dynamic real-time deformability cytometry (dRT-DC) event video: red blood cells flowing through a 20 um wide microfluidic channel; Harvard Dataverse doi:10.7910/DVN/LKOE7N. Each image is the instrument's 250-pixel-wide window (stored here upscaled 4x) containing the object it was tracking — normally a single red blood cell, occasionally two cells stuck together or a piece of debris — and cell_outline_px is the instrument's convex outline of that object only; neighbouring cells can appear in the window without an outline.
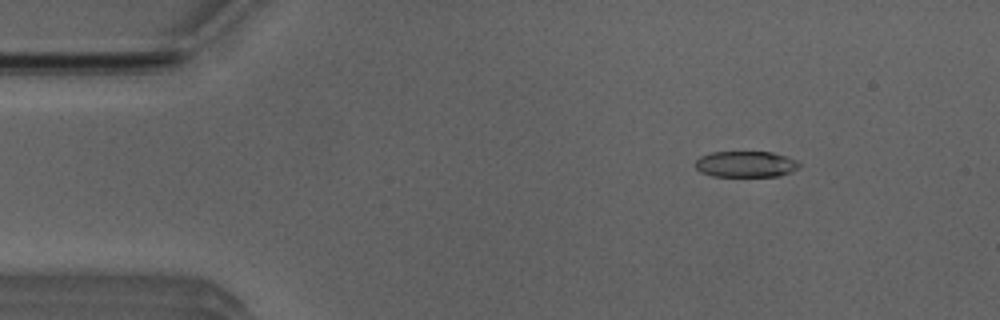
{"species": "Egyptian fruit bat (a non-hibernating species)", "species_latin": "Rousettus aegyptiacus", "temperature_condition": "room temperature", "stored_images_in_passage": 49, "camera_frame_rate_fps": 3000, "um_per_image_px": 0.085, "animal": {"sex": "male"}, "frame": {"image": 1, "passage_image": 5, "time_ms": 1.333, "image_size_px": [1000, 320], "cell_outline_px": [[800, 168], [792, 172], [780, 176], [712, 176], [700, 172], [696, 168], [696, 160], [700, 156], [712, 152], [772, 152], [796, 160], [800, 164]], "centroid_in_image_um": [63.4, 13.96], "position_along_channel_um": 21.6, "area_um2": 15.84}}
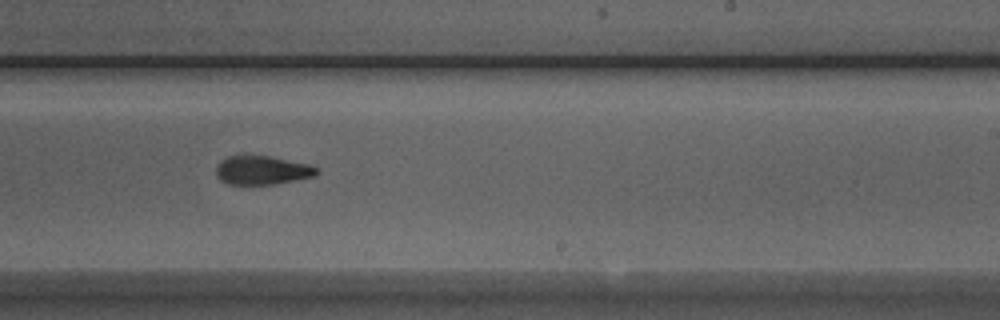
{"frame": {"image": 2, "passage_image": 29, "time_ms": 9.333, "image_size_px": [1000, 320], "cell_outline_px": [[320, 172], [316, 176], [276, 184], [228, 184], [220, 180], [216, 176], [216, 164], [220, 160], [228, 156], [268, 156], [308, 164], [320, 168]], "centroid_in_image_um": [22.29, 14.48], "position_along_channel_um": 266.7, "area_um2": 16.99}}
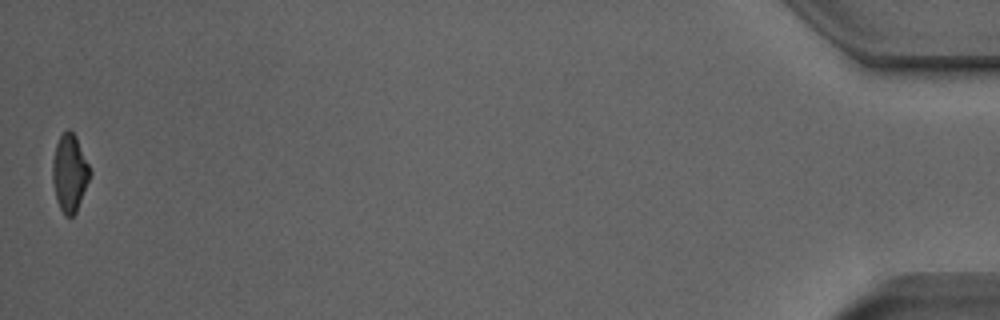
{"frame": {"image": 3, "passage_image": 49, "time_ms": 16.0, "image_size_px": [1000, 320], "cell_outline_px": [[92, 172], [76, 212], [72, 216], [64, 216], [56, 200], [52, 180], [52, 160], [56, 144], [60, 136], [68, 128], [76, 136]], "centroid_in_image_um": [5.91, 14.7], "position_along_channel_um": 429.3, "area_um2": 16.88}, "authors_computed_cell_mechanics": {"area_um2": 17.2244, "velocity_mm_per_s": 3.9861, "shape_relaxation_time_tau1_ms": null, "shape_relaxation_time_tau2_ms": 2.9382, "deformation_change_tau1": null, "deformation_change_tau2": 0.1106}}